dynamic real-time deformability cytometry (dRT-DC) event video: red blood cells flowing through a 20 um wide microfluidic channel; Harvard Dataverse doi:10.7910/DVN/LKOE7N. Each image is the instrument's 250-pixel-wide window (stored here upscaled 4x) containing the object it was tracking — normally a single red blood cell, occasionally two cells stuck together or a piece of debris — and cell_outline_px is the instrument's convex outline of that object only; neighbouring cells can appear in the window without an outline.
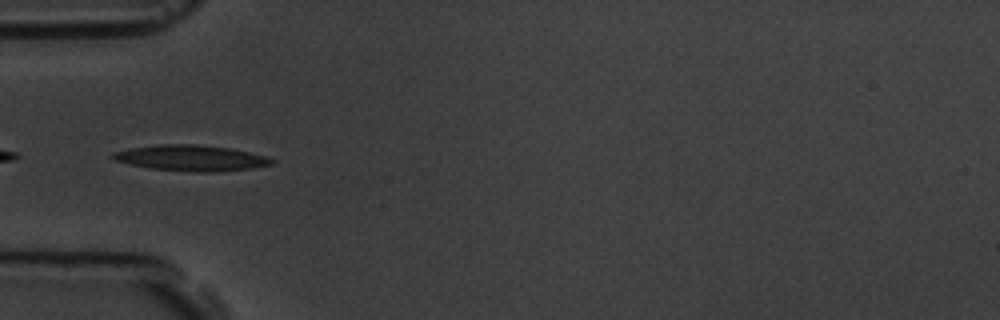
{"species": "common noctule bat (a hibernating species)", "species_latin": "Nyctalus noctula", "temperature_condition": "room temperature", "stored_images_in_passage": 13, "camera_frame_rate_fps": 3000, "um_per_image_px": 0.085, "animal": {"sex": "male", "body_mass_g": 19.5, "forearm_length_mm": 54.6}, "frame": {"image": 1, "passage_image": 3, "time_ms": 3.333, "image_size_px": [1000, 320], "cell_outline_px": [[276, 160], [272, 164], [252, 168], [216, 172], [192, 172], [152, 168], [132, 164], [116, 160], [108, 156], [112, 152], [132, 148], [156, 144], [196, 144], [232, 148], [268, 156]], "centroid_in_image_um": [16.29, 13.42], "position_along_channel_um": 68.7, "area_um2": 23.99}}
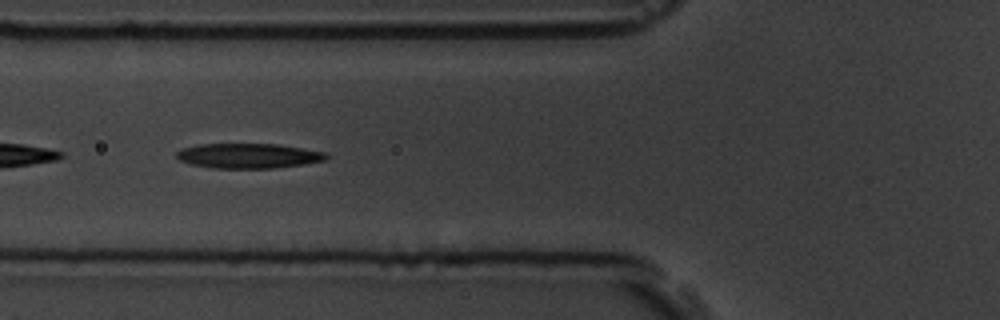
{"frame": {"image": 2, "passage_image": 4, "time_ms": 4.333, "image_size_px": [1000, 320], "cell_outline_px": [[328, 156], [324, 160], [304, 164], [272, 168], [212, 168], [192, 164], [180, 160], [176, 156], [176, 152], [180, 148], [200, 144], [276, 144], [324, 152]], "centroid_in_image_um": [21.06, 13.24], "position_along_channel_um": 104.7, "area_um2": 21.5}, "authors_computed_cell_mechanics": {"area_um2": 21.5016, "velocity_mm_per_s": 3.6249, "shape_relaxation_time_tau1_ms": 3.2469, "shape_relaxation_time_tau2_ms": 5.8883, "deformation_change_tau1": 0.1224, "deformation_change_tau2": 0.1885}}